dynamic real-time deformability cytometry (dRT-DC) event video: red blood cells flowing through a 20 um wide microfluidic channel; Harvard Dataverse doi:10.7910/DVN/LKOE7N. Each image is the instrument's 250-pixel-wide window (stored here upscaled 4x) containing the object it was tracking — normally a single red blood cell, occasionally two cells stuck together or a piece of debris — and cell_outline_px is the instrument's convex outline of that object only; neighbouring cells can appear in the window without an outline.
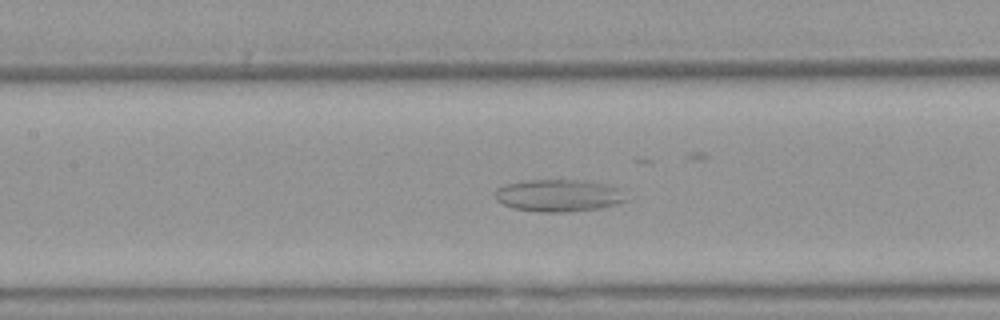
{"species": "Egyptian fruit bat (a non-hibernating species)", "species_latin": "Rousettus aegyptiacus", "temperature_condition": "warm", "stored_images_in_passage": 48, "camera_frame_rate_fps": 3000, "um_per_image_px": 0.085, "animal": {"sex": "female"}, "frame": {"image": 1, "passage_image": 18, "time_ms": 5.667, "image_size_px": [1000, 320], "cell_outline_px": [[628, 200], [616, 204], [600, 208], [572, 212], [540, 212], [512, 208], [496, 200], [496, 188], [508, 184], [528, 180], [584, 180], [608, 184], [616, 188]], "centroid_in_image_um": [47.48, 16.62], "position_along_channel_um": 159.9, "area_um2": 24.51}}
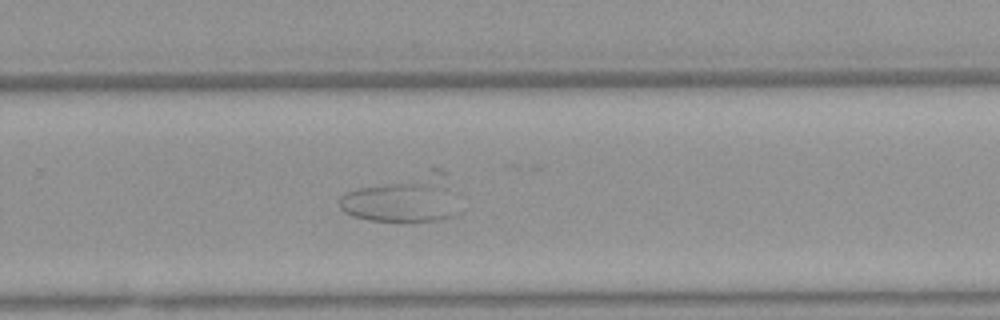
{"frame": {"image": 2, "passage_image": 29, "time_ms": 9.333, "image_size_px": [1000, 320], "cell_outline_px": [[460, 212], [452, 216], [440, 220], [368, 220], [352, 216], [344, 212], [340, 208], [340, 196], [356, 188], [428, 168], [440, 168], [448, 172]], "centroid_in_image_um": [34.37, 16.83], "position_along_channel_um": 295.4, "area_um2": 33.52}}
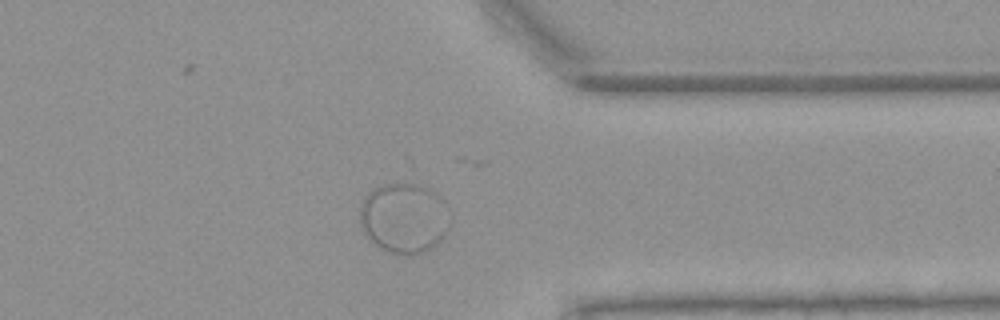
{"frame": {"image": 3, "passage_image": 36, "time_ms": 11.667, "image_size_px": [1000, 320], "cell_outline_px": [[448, 232], [432, 248], [420, 256], [404, 256], [388, 252], [380, 248], [364, 232], [360, 224], [360, 204], [368, 192], [384, 184], [412, 180], [436, 192], [448, 204]], "centroid_in_image_um": [34.38, 18.52], "position_along_channel_um": 377.0, "area_um2": 37.92}}